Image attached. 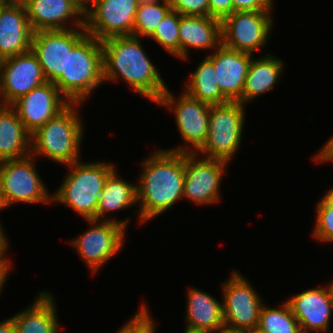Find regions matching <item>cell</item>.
<instances>
[{"label": "cell", "mask_w": 333, "mask_h": 333, "mask_svg": "<svg viewBox=\"0 0 333 333\" xmlns=\"http://www.w3.org/2000/svg\"><path fill=\"white\" fill-rule=\"evenodd\" d=\"M141 164L137 184V220L145 223L183 199L184 153L156 149ZM143 167V168H142Z\"/></svg>", "instance_id": "cell-1"}, {"label": "cell", "mask_w": 333, "mask_h": 333, "mask_svg": "<svg viewBox=\"0 0 333 333\" xmlns=\"http://www.w3.org/2000/svg\"><path fill=\"white\" fill-rule=\"evenodd\" d=\"M140 37L113 36L101 41L104 82L125 81L134 92L157 103L168 86L144 51Z\"/></svg>", "instance_id": "cell-2"}, {"label": "cell", "mask_w": 333, "mask_h": 333, "mask_svg": "<svg viewBox=\"0 0 333 333\" xmlns=\"http://www.w3.org/2000/svg\"><path fill=\"white\" fill-rule=\"evenodd\" d=\"M80 105L83 104L70 103L31 134L32 156L47 157L65 166L81 160L80 148L85 127L77 110Z\"/></svg>", "instance_id": "cell-3"}, {"label": "cell", "mask_w": 333, "mask_h": 333, "mask_svg": "<svg viewBox=\"0 0 333 333\" xmlns=\"http://www.w3.org/2000/svg\"><path fill=\"white\" fill-rule=\"evenodd\" d=\"M66 165L69 170L58 190L52 193V203L57 202L77 212L85 220H96L99 198L107 177L117 168L102 161Z\"/></svg>", "instance_id": "cell-4"}, {"label": "cell", "mask_w": 333, "mask_h": 333, "mask_svg": "<svg viewBox=\"0 0 333 333\" xmlns=\"http://www.w3.org/2000/svg\"><path fill=\"white\" fill-rule=\"evenodd\" d=\"M104 83L101 41L87 34L72 50L66 62V99L82 103Z\"/></svg>", "instance_id": "cell-5"}, {"label": "cell", "mask_w": 333, "mask_h": 333, "mask_svg": "<svg viewBox=\"0 0 333 333\" xmlns=\"http://www.w3.org/2000/svg\"><path fill=\"white\" fill-rule=\"evenodd\" d=\"M245 106L239 101L211 105L208 135L196 154L229 163L242 142V132L246 121Z\"/></svg>", "instance_id": "cell-6"}, {"label": "cell", "mask_w": 333, "mask_h": 333, "mask_svg": "<svg viewBox=\"0 0 333 333\" xmlns=\"http://www.w3.org/2000/svg\"><path fill=\"white\" fill-rule=\"evenodd\" d=\"M84 27L39 30L33 33L31 50L42 67L47 82H52L66 98V62L72 50L85 36Z\"/></svg>", "instance_id": "cell-7"}, {"label": "cell", "mask_w": 333, "mask_h": 333, "mask_svg": "<svg viewBox=\"0 0 333 333\" xmlns=\"http://www.w3.org/2000/svg\"><path fill=\"white\" fill-rule=\"evenodd\" d=\"M156 104L174 112L177 129L185 144L166 150L196 153L203 146L208 135L211 105L193 99L184 91L177 99L168 88Z\"/></svg>", "instance_id": "cell-8"}, {"label": "cell", "mask_w": 333, "mask_h": 333, "mask_svg": "<svg viewBox=\"0 0 333 333\" xmlns=\"http://www.w3.org/2000/svg\"><path fill=\"white\" fill-rule=\"evenodd\" d=\"M36 157L0 161V189L8 207L17 203L52 202L46 184L36 169Z\"/></svg>", "instance_id": "cell-9"}, {"label": "cell", "mask_w": 333, "mask_h": 333, "mask_svg": "<svg viewBox=\"0 0 333 333\" xmlns=\"http://www.w3.org/2000/svg\"><path fill=\"white\" fill-rule=\"evenodd\" d=\"M271 11H237L226 16L221 21L222 44L251 55L263 49L272 33Z\"/></svg>", "instance_id": "cell-10"}, {"label": "cell", "mask_w": 333, "mask_h": 333, "mask_svg": "<svg viewBox=\"0 0 333 333\" xmlns=\"http://www.w3.org/2000/svg\"><path fill=\"white\" fill-rule=\"evenodd\" d=\"M90 227L70 241L77 255L96 274L123 248L126 227L120 223L103 220H86Z\"/></svg>", "instance_id": "cell-11"}, {"label": "cell", "mask_w": 333, "mask_h": 333, "mask_svg": "<svg viewBox=\"0 0 333 333\" xmlns=\"http://www.w3.org/2000/svg\"><path fill=\"white\" fill-rule=\"evenodd\" d=\"M221 285L224 324L245 331L257 329L264 301L251 282L235 270Z\"/></svg>", "instance_id": "cell-12"}, {"label": "cell", "mask_w": 333, "mask_h": 333, "mask_svg": "<svg viewBox=\"0 0 333 333\" xmlns=\"http://www.w3.org/2000/svg\"><path fill=\"white\" fill-rule=\"evenodd\" d=\"M228 165L223 160L184 153L183 199L199 206L218 203L221 199V180Z\"/></svg>", "instance_id": "cell-13"}, {"label": "cell", "mask_w": 333, "mask_h": 333, "mask_svg": "<svg viewBox=\"0 0 333 333\" xmlns=\"http://www.w3.org/2000/svg\"><path fill=\"white\" fill-rule=\"evenodd\" d=\"M140 0H99L84 12V28L97 40L133 34Z\"/></svg>", "instance_id": "cell-14"}, {"label": "cell", "mask_w": 333, "mask_h": 333, "mask_svg": "<svg viewBox=\"0 0 333 333\" xmlns=\"http://www.w3.org/2000/svg\"><path fill=\"white\" fill-rule=\"evenodd\" d=\"M46 82L42 67L32 50L0 60L1 105H12Z\"/></svg>", "instance_id": "cell-15"}, {"label": "cell", "mask_w": 333, "mask_h": 333, "mask_svg": "<svg viewBox=\"0 0 333 333\" xmlns=\"http://www.w3.org/2000/svg\"><path fill=\"white\" fill-rule=\"evenodd\" d=\"M70 102L52 82L34 88L11 106L16 110L25 128L32 134L63 111Z\"/></svg>", "instance_id": "cell-16"}, {"label": "cell", "mask_w": 333, "mask_h": 333, "mask_svg": "<svg viewBox=\"0 0 333 333\" xmlns=\"http://www.w3.org/2000/svg\"><path fill=\"white\" fill-rule=\"evenodd\" d=\"M286 301L302 333H328L333 313V294L329 284L327 287L304 290Z\"/></svg>", "instance_id": "cell-17"}, {"label": "cell", "mask_w": 333, "mask_h": 333, "mask_svg": "<svg viewBox=\"0 0 333 333\" xmlns=\"http://www.w3.org/2000/svg\"><path fill=\"white\" fill-rule=\"evenodd\" d=\"M25 7L34 32L84 27L80 0H27Z\"/></svg>", "instance_id": "cell-18"}, {"label": "cell", "mask_w": 333, "mask_h": 333, "mask_svg": "<svg viewBox=\"0 0 333 333\" xmlns=\"http://www.w3.org/2000/svg\"><path fill=\"white\" fill-rule=\"evenodd\" d=\"M207 57L213 62L220 91L230 100L243 96L246 75L254 55L227 48L221 44Z\"/></svg>", "instance_id": "cell-19"}, {"label": "cell", "mask_w": 333, "mask_h": 333, "mask_svg": "<svg viewBox=\"0 0 333 333\" xmlns=\"http://www.w3.org/2000/svg\"><path fill=\"white\" fill-rule=\"evenodd\" d=\"M33 33L25 6H0V60L31 50Z\"/></svg>", "instance_id": "cell-20"}, {"label": "cell", "mask_w": 333, "mask_h": 333, "mask_svg": "<svg viewBox=\"0 0 333 333\" xmlns=\"http://www.w3.org/2000/svg\"><path fill=\"white\" fill-rule=\"evenodd\" d=\"M222 44L221 20L210 16L181 15L179 58L189 60V48L214 51Z\"/></svg>", "instance_id": "cell-21"}, {"label": "cell", "mask_w": 333, "mask_h": 333, "mask_svg": "<svg viewBox=\"0 0 333 333\" xmlns=\"http://www.w3.org/2000/svg\"><path fill=\"white\" fill-rule=\"evenodd\" d=\"M54 299L52 292H40L28 308L11 316L16 333H59L60 322Z\"/></svg>", "instance_id": "cell-22"}, {"label": "cell", "mask_w": 333, "mask_h": 333, "mask_svg": "<svg viewBox=\"0 0 333 333\" xmlns=\"http://www.w3.org/2000/svg\"><path fill=\"white\" fill-rule=\"evenodd\" d=\"M186 296L185 329L212 333L224 325L222 301L195 287Z\"/></svg>", "instance_id": "cell-23"}, {"label": "cell", "mask_w": 333, "mask_h": 333, "mask_svg": "<svg viewBox=\"0 0 333 333\" xmlns=\"http://www.w3.org/2000/svg\"><path fill=\"white\" fill-rule=\"evenodd\" d=\"M31 155V133L11 105L0 104V161Z\"/></svg>", "instance_id": "cell-24"}, {"label": "cell", "mask_w": 333, "mask_h": 333, "mask_svg": "<svg viewBox=\"0 0 333 333\" xmlns=\"http://www.w3.org/2000/svg\"><path fill=\"white\" fill-rule=\"evenodd\" d=\"M137 204V185L122 178L115 169L106 179L99 198L96 220L113 221L127 228L130 217L125 220L109 218L108 213H114Z\"/></svg>", "instance_id": "cell-25"}, {"label": "cell", "mask_w": 333, "mask_h": 333, "mask_svg": "<svg viewBox=\"0 0 333 333\" xmlns=\"http://www.w3.org/2000/svg\"><path fill=\"white\" fill-rule=\"evenodd\" d=\"M284 61L276 55L265 54L255 60H251L245 79L243 96L238 100L247 105L261 94L272 91L284 74Z\"/></svg>", "instance_id": "cell-26"}, {"label": "cell", "mask_w": 333, "mask_h": 333, "mask_svg": "<svg viewBox=\"0 0 333 333\" xmlns=\"http://www.w3.org/2000/svg\"><path fill=\"white\" fill-rule=\"evenodd\" d=\"M190 74L183 88L187 95L209 105H220L230 101L220 91L214 64L208 57H205Z\"/></svg>", "instance_id": "cell-27"}, {"label": "cell", "mask_w": 333, "mask_h": 333, "mask_svg": "<svg viewBox=\"0 0 333 333\" xmlns=\"http://www.w3.org/2000/svg\"><path fill=\"white\" fill-rule=\"evenodd\" d=\"M280 307H270L264 302L259 317L258 329L263 333H302L287 301Z\"/></svg>", "instance_id": "cell-28"}, {"label": "cell", "mask_w": 333, "mask_h": 333, "mask_svg": "<svg viewBox=\"0 0 333 333\" xmlns=\"http://www.w3.org/2000/svg\"><path fill=\"white\" fill-rule=\"evenodd\" d=\"M170 10L169 0H140L132 35L149 38Z\"/></svg>", "instance_id": "cell-29"}, {"label": "cell", "mask_w": 333, "mask_h": 333, "mask_svg": "<svg viewBox=\"0 0 333 333\" xmlns=\"http://www.w3.org/2000/svg\"><path fill=\"white\" fill-rule=\"evenodd\" d=\"M181 14L170 10L157 25L154 33L149 37L172 56L179 59V22Z\"/></svg>", "instance_id": "cell-30"}, {"label": "cell", "mask_w": 333, "mask_h": 333, "mask_svg": "<svg viewBox=\"0 0 333 333\" xmlns=\"http://www.w3.org/2000/svg\"><path fill=\"white\" fill-rule=\"evenodd\" d=\"M315 225L312 229V237L320 242L333 243V208L322 198L317 202Z\"/></svg>", "instance_id": "cell-31"}, {"label": "cell", "mask_w": 333, "mask_h": 333, "mask_svg": "<svg viewBox=\"0 0 333 333\" xmlns=\"http://www.w3.org/2000/svg\"><path fill=\"white\" fill-rule=\"evenodd\" d=\"M140 307L139 311L128 322H125L116 333H151L156 329L157 324L150 315V309L145 301Z\"/></svg>", "instance_id": "cell-32"}, {"label": "cell", "mask_w": 333, "mask_h": 333, "mask_svg": "<svg viewBox=\"0 0 333 333\" xmlns=\"http://www.w3.org/2000/svg\"><path fill=\"white\" fill-rule=\"evenodd\" d=\"M169 4L181 15L209 16V0H169Z\"/></svg>", "instance_id": "cell-33"}, {"label": "cell", "mask_w": 333, "mask_h": 333, "mask_svg": "<svg viewBox=\"0 0 333 333\" xmlns=\"http://www.w3.org/2000/svg\"><path fill=\"white\" fill-rule=\"evenodd\" d=\"M274 0H233L234 12L273 10Z\"/></svg>", "instance_id": "cell-34"}, {"label": "cell", "mask_w": 333, "mask_h": 333, "mask_svg": "<svg viewBox=\"0 0 333 333\" xmlns=\"http://www.w3.org/2000/svg\"><path fill=\"white\" fill-rule=\"evenodd\" d=\"M234 12L233 0H209V16L223 20Z\"/></svg>", "instance_id": "cell-35"}, {"label": "cell", "mask_w": 333, "mask_h": 333, "mask_svg": "<svg viewBox=\"0 0 333 333\" xmlns=\"http://www.w3.org/2000/svg\"><path fill=\"white\" fill-rule=\"evenodd\" d=\"M320 151V152H319ZM313 156L315 162H332L333 161V135L327 140L321 150Z\"/></svg>", "instance_id": "cell-36"}, {"label": "cell", "mask_w": 333, "mask_h": 333, "mask_svg": "<svg viewBox=\"0 0 333 333\" xmlns=\"http://www.w3.org/2000/svg\"><path fill=\"white\" fill-rule=\"evenodd\" d=\"M13 262L9 259H2L0 257V293L3 292L2 289L6 285L7 277L10 274L9 272L13 269ZM1 295V294H0Z\"/></svg>", "instance_id": "cell-37"}, {"label": "cell", "mask_w": 333, "mask_h": 333, "mask_svg": "<svg viewBox=\"0 0 333 333\" xmlns=\"http://www.w3.org/2000/svg\"><path fill=\"white\" fill-rule=\"evenodd\" d=\"M1 222V221H0ZM3 225L0 223V257L2 259H9L7 258L8 248H9V240L7 239V235L5 234L6 231H4Z\"/></svg>", "instance_id": "cell-38"}, {"label": "cell", "mask_w": 333, "mask_h": 333, "mask_svg": "<svg viewBox=\"0 0 333 333\" xmlns=\"http://www.w3.org/2000/svg\"><path fill=\"white\" fill-rule=\"evenodd\" d=\"M0 333H16V326L12 317L0 322Z\"/></svg>", "instance_id": "cell-39"}, {"label": "cell", "mask_w": 333, "mask_h": 333, "mask_svg": "<svg viewBox=\"0 0 333 333\" xmlns=\"http://www.w3.org/2000/svg\"><path fill=\"white\" fill-rule=\"evenodd\" d=\"M212 333H247V331L230 327L224 324L222 327H219L217 330H215Z\"/></svg>", "instance_id": "cell-40"}, {"label": "cell", "mask_w": 333, "mask_h": 333, "mask_svg": "<svg viewBox=\"0 0 333 333\" xmlns=\"http://www.w3.org/2000/svg\"><path fill=\"white\" fill-rule=\"evenodd\" d=\"M27 0H0L1 6H26Z\"/></svg>", "instance_id": "cell-41"}, {"label": "cell", "mask_w": 333, "mask_h": 333, "mask_svg": "<svg viewBox=\"0 0 333 333\" xmlns=\"http://www.w3.org/2000/svg\"><path fill=\"white\" fill-rule=\"evenodd\" d=\"M322 199L333 208V187L326 191Z\"/></svg>", "instance_id": "cell-42"}, {"label": "cell", "mask_w": 333, "mask_h": 333, "mask_svg": "<svg viewBox=\"0 0 333 333\" xmlns=\"http://www.w3.org/2000/svg\"><path fill=\"white\" fill-rule=\"evenodd\" d=\"M99 0H80L82 10L85 12L91 5Z\"/></svg>", "instance_id": "cell-43"}, {"label": "cell", "mask_w": 333, "mask_h": 333, "mask_svg": "<svg viewBox=\"0 0 333 333\" xmlns=\"http://www.w3.org/2000/svg\"><path fill=\"white\" fill-rule=\"evenodd\" d=\"M7 207L8 206L5 203V200H4V197H3V193H2V191L0 189V210L5 209Z\"/></svg>", "instance_id": "cell-44"}, {"label": "cell", "mask_w": 333, "mask_h": 333, "mask_svg": "<svg viewBox=\"0 0 333 333\" xmlns=\"http://www.w3.org/2000/svg\"><path fill=\"white\" fill-rule=\"evenodd\" d=\"M184 333H209V332L184 329Z\"/></svg>", "instance_id": "cell-45"}, {"label": "cell", "mask_w": 333, "mask_h": 333, "mask_svg": "<svg viewBox=\"0 0 333 333\" xmlns=\"http://www.w3.org/2000/svg\"><path fill=\"white\" fill-rule=\"evenodd\" d=\"M247 333H263V332L260 331V330L257 328V329H253V330L247 331Z\"/></svg>", "instance_id": "cell-46"}, {"label": "cell", "mask_w": 333, "mask_h": 333, "mask_svg": "<svg viewBox=\"0 0 333 333\" xmlns=\"http://www.w3.org/2000/svg\"><path fill=\"white\" fill-rule=\"evenodd\" d=\"M329 284V286H330V289H331V291H332V294H333V280L332 281H330V283H328Z\"/></svg>", "instance_id": "cell-47"}]
</instances>
